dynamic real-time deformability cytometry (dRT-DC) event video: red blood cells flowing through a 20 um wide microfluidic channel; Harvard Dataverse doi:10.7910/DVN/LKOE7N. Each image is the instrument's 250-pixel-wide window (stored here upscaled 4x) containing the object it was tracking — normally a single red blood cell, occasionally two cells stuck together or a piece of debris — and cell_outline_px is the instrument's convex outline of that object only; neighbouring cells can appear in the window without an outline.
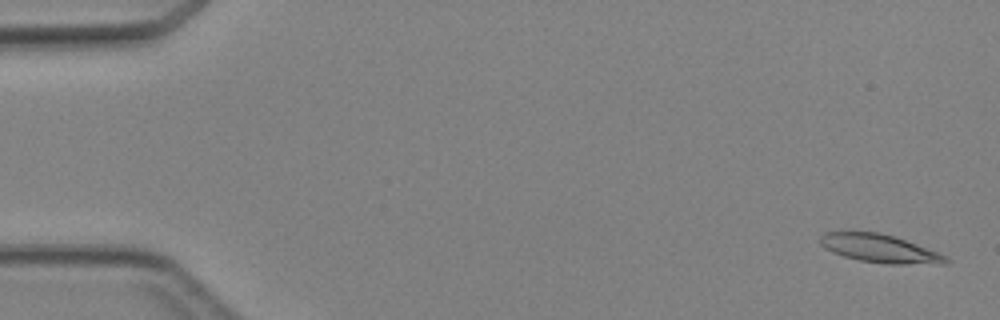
{"species": "Egyptian fruit bat (a non-hibernating species)", "species_latin": "Rousettus aegyptiacus", "temperature_condition": "cold", "stored_images_in_passage": 46, "camera_frame_rate_fps": 3000, "um_per_image_px": 0.085, "animal": {"sex": "female"}, "frame": {"image": 1, "passage_image": 2, "time_ms": 0.333, "image_size_px": [1000, 320], "cell_outline_px": [[952, 260], [948, 264], [888, 264], [860, 260], [844, 256], [832, 252], [824, 248], [820, 244], [820, 236], [824, 232], [876, 232], [892, 236], [916, 244], [936, 252]], "centroid_in_image_um": [74.76, 21.14], "position_along_channel_um": 10.2, "area_um2": 20.4}}
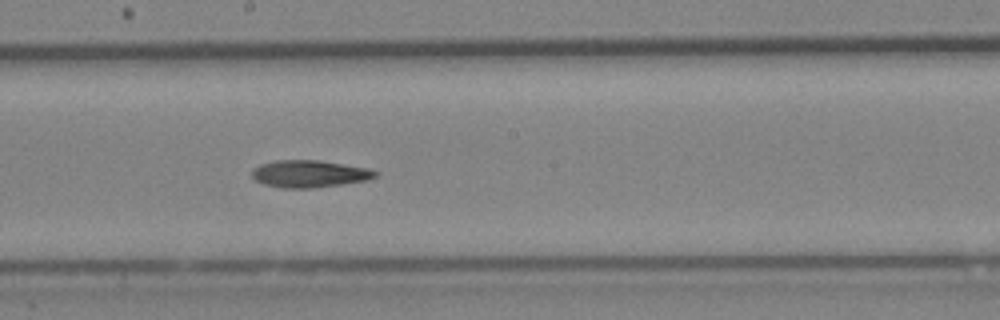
{"frame": {"image": 2, "passage_image": 26, "time_ms": 8.333, "image_size_px": [1000, 320], "cell_outline_px": [[380, 176], [368, 180], [344, 184], [312, 188], [284, 188], [264, 184], [256, 180], [252, 176], [252, 168], [260, 164], [276, 160], [320, 160], [368, 168], [380, 172]], "centroid_in_image_um": [26.35, 14.77], "position_along_channel_um": 221.9, "area_um2": 19.77}}
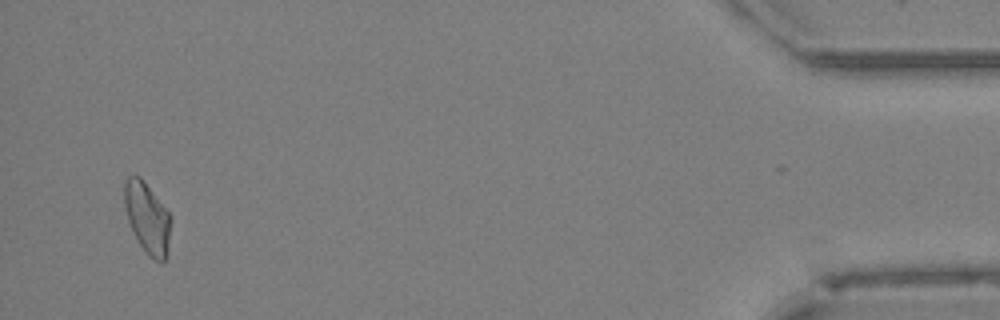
{"frame": {"image": 3, "passage_image": 45, "time_ms": 14.667, "image_size_px": [1000, 320], "cell_outline_px": [[172, 220], [168, 256], [160, 264], [152, 260], [144, 252], [136, 240], [128, 220], [124, 204], [124, 184], [128, 176], [140, 176], [172, 216]], "centroid_in_image_um": [12.55, 18.6], "position_along_channel_um": 422.6, "area_um2": 19.71}}